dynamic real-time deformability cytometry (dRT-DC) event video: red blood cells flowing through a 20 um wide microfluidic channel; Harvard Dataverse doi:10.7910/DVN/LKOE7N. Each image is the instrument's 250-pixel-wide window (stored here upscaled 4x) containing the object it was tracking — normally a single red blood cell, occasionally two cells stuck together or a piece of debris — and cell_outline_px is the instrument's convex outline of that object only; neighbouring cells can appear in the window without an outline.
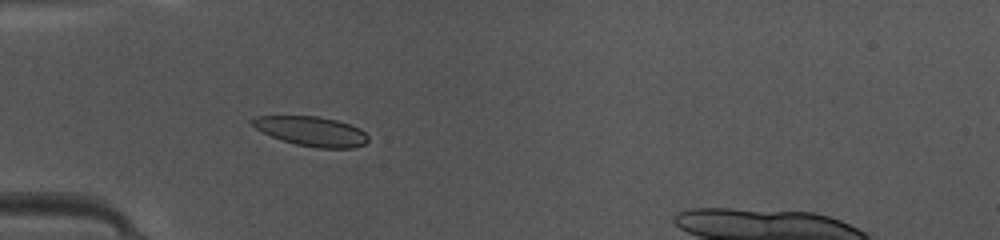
{"species": "common noctule bat (a hibernating species)", "species_latin": "Nyctalus noctula", "temperature_condition": "warm", "stored_images_in_passage": 44, "camera_frame_rate_fps": 3000, "um_per_image_px": 0.085, "animal": {"sex": "female", "body_mass_g": 10.0, "forearm_length_mm": 53.1}, "frame": {"image": 1, "passage_image": 14, "time_ms": 4.333, "image_size_px": [1000, 240], "cell_outline_px": [[368, 140], [364, 144], [352, 148], [320, 148], [296, 144], [272, 136], [256, 128], [248, 120], [256, 116], [316, 116], [336, 120], [360, 128], [368, 136]], "centroid_in_image_um": [26.48, 11.15], "position_along_channel_um": 58.5, "area_um2": 19.71}}
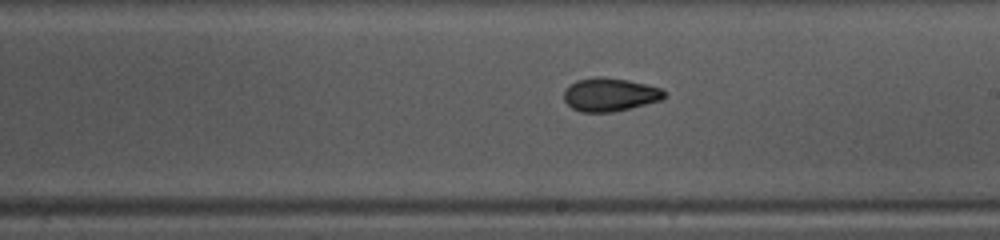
{"frame": {"image": 2, "passage_image": 27, "time_ms": 8.667, "image_size_px": [1000, 240], "cell_outline_px": [[664, 96], [660, 100], [632, 108], [612, 112], [580, 112], [572, 108], [564, 100], [564, 88], [568, 84], [576, 80], [596, 76], [600, 76], [628, 80], [664, 88]], "centroid_in_image_um": [51.81, 8.03], "position_along_channel_um": 237.2, "area_um2": 19.71}}
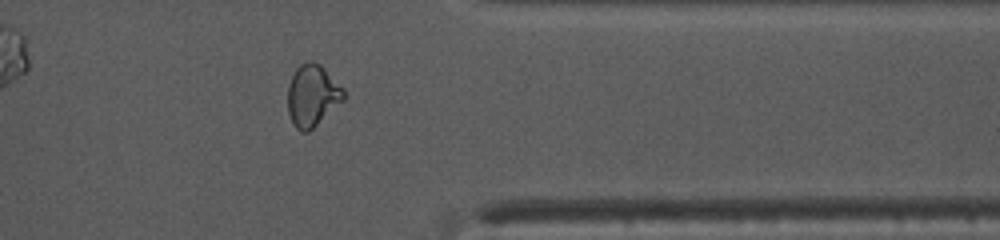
{"frame": {"image": 3, "passage_image": 38, "time_ms": 12.333, "image_size_px": [1000, 240], "cell_outline_px": [[344, 100], [308, 132], [300, 132], [296, 128], [288, 112], [288, 84], [296, 68], [300, 64], [312, 60], [320, 64], [344, 88]], "centroid_in_image_um": [26.55, 8.1], "position_along_channel_um": 384.8, "area_um2": 20.06}}